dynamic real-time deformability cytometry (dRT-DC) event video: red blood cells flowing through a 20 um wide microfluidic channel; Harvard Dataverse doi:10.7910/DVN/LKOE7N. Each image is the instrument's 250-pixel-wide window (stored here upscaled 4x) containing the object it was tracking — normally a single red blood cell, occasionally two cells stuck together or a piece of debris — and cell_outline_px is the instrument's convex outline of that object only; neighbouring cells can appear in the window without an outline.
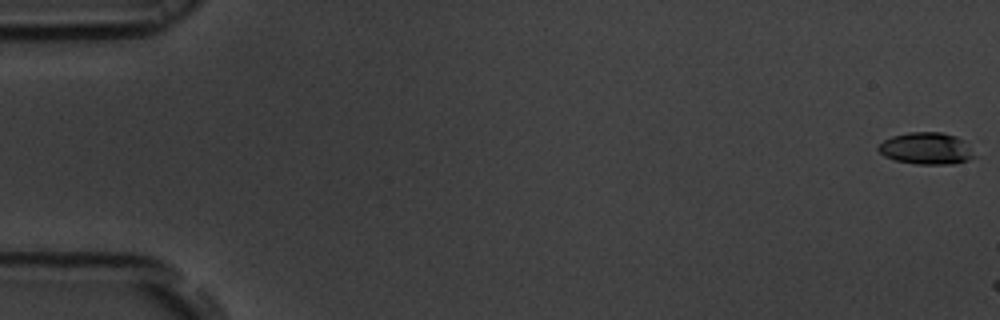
{"species": "common noctule bat (a hibernating species)", "species_latin": "Nyctalus noctula", "temperature_condition": "room temperature", "stored_images_in_passage": 7, "camera_frame_rate_fps": 3000, "um_per_image_px": 0.085, "animal": {"sex": "male", "body_mass_g": 19.5, "forearm_length_mm": 54.6}, "frame": {"image": 1, "passage_image": 1, "time_ms": 0.0, "image_size_px": [1000, 320], "cell_outline_px": [[976, 156], [968, 160], [956, 164], [916, 164], [896, 160], [884, 156], [876, 148], [884, 140], [892, 136], [908, 132], [940, 132], [956, 136], [964, 140]], "centroid_in_image_um": [78.75, 12.62], "position_along_channel_um": 6.3, "area_um2": 17.86}}